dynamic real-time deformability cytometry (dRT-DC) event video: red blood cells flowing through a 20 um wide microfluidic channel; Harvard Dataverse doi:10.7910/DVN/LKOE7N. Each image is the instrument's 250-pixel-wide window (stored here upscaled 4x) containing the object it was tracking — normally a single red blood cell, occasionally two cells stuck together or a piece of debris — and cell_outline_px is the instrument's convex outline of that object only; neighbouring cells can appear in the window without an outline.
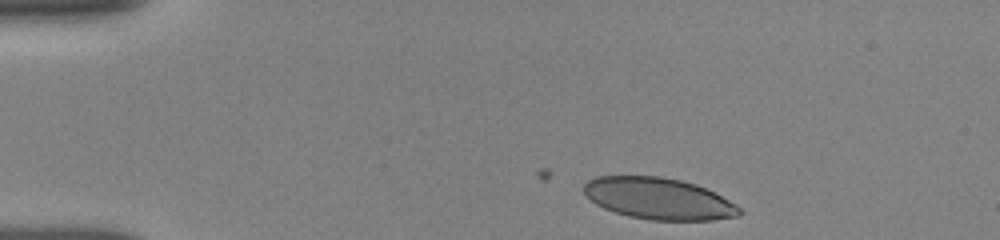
{"species": "human", "species_latin": "Homo sapiens", "temperature_condition": "room temperature", "stored_images_in_passage": 8, "camera_frame_rate_fps": 3000, "um_per_image_px": 0.085, "donor": {"sex": "female"}, "frame": {"image": 1, "passage_image": 1, "time_ms": 0.0, "image_size_px": [1000, 240], "cell_outline_px": [[744, 212], [740, 216], [712, 220], [652, 220], [628, 216], [604, 208], [596, 204], [584, 192], [584, 184], [588, 180], [596, 176], [660, 176], [680, 180], [696, 184], [728, 200], [740, 208]], "centroid_in_image_um": [55.99, 16.88], "position_along_channel_um": 29.0, "area_um2": 37.45}}
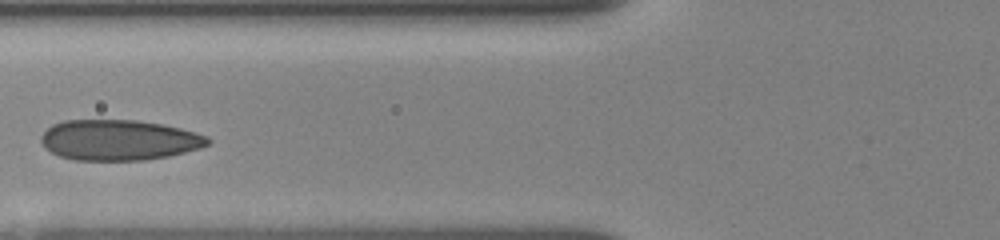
{"frame": {"image": 2, "passage_image": 6, "time_ms": 4.0, "image_size_px": [1000, 240], "cell_outline_px": [[212, 140], [208, 144], [200, 148], [168, 156], [144, 160], [76, 160], [60, 156], [44, 148], [40, 140], [40, 136], [52, 124], [64, 120], [136, 120], [160, 124], [180, 128], [208, 136]], "centroid_in_image_um": [10.09, 11.9], "position_along_channel_um": 115.7, "area_um2": 39.36}}
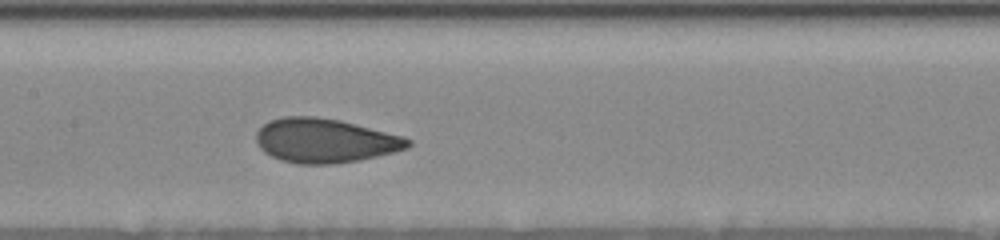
{"frame": {"image": 3, "passage_image": 8, "time_ms": 5.667, "image_size_px": [1000, 240], "cell_outline_px": [[412, 144], [408, 148], [360, 160], [336, 164], [296, 164], [280, 160], [264, 152], [260, 148], [256, 140], [256, 132], [268, 120], [284, 116], [312, 116], [340, 120], [404, 136], [412, 140]], "centroid_in_image_um": [27.61, 11.95], "position_along_channel_um": 179.8, "area_um2": 39.3}}